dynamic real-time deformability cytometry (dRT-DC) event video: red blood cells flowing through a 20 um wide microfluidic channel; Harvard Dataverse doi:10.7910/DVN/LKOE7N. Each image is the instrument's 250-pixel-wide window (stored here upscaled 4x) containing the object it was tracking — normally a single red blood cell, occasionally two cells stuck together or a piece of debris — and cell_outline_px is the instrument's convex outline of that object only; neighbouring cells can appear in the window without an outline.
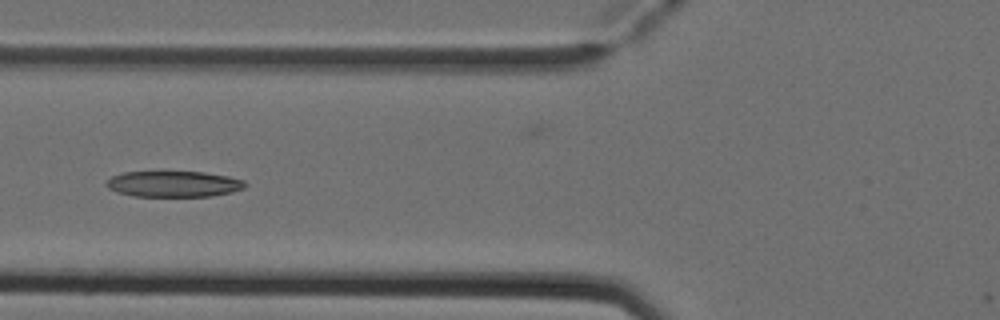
{"species": "Egyptian fruit bat (a non-hibernating species)", "species_latin": "Rousettus aegyptiacus", "temperature_condition": "cold", "stored_images_in_passage": 6, "camera_frame_rate_fps": 3000, "um_per_image_px": 0.085, "animal": {"sex": "female"}, "frame": {"image": 1, "passage_image": 6, "time_ms": 1.667, "image_size_px": [1000, 320], "cell_outline_px": [[248, 184], [244, 188], [232, 192], [212, 196], [132, 196], [116, 192], [108, 188], [104, 184], [112, 176], [124, 172], [160, 168], [204, 172], [228, 176], [244, 180]], "centroid_in_image_um": [14.72, 15.58], "position_along_channel_um": 111.1, "area_um2": 22.2}}